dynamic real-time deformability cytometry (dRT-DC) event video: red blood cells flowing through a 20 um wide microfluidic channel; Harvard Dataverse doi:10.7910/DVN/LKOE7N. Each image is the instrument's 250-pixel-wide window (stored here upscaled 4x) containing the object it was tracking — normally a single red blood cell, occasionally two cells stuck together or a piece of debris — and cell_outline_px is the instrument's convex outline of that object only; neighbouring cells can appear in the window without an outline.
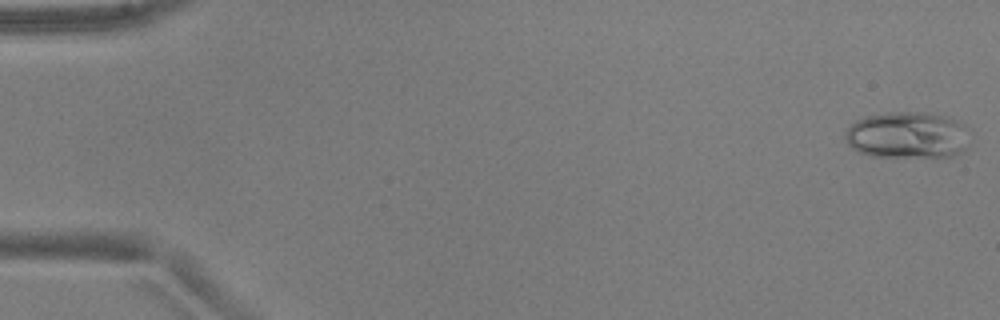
{"species": "common noctule bat (a hibernating species)", "species_latin": "Nyctalus noctula", "temperature_condition": "warm", "stored_images_in_passage": 51, "camera_frame_rate_fps": 3000, "um_per_image_px": 0.085, "animal": {"sex": "male", "body_mass_g": 17.9, "forearm_length_mm": 54.2}, "frame": {"image": 1, "passage_image": 1, "time_ms": 0.0, "image_size_px": [1000, 320], "cell_outline_px": [[968, 144], [960, 152], [952, 156], [872, 156], [860, 152], [852, 148], [848, 144], [844, 136], [844, 132], [856, 120], [864, 116], [888, 112], [924, 112], [948, 116], [964, 124], [968, 128]], "centroid_in_image_um": [77.13, 11.46], "position_along_channel_um": 7.9, "area_um2": 33.99}}
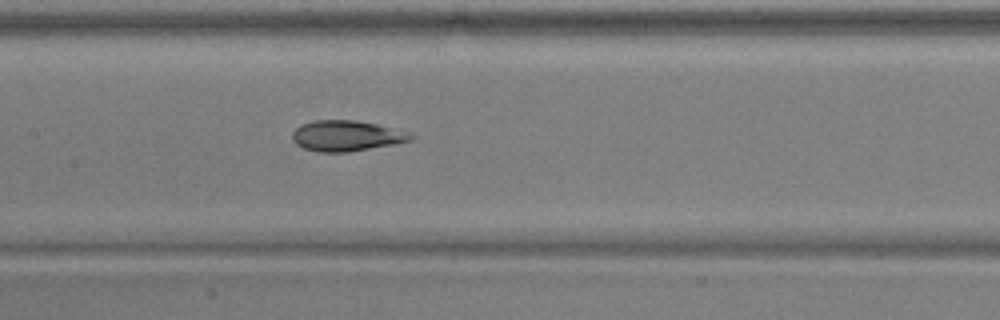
{"frame": {"image": 2, "passage_image": 25, "time_ms": 8.0, "image_size_px": [1000, 320], "cell_outline_px": [[416, 136], [412, 140], [392, 144], [348, 152], [320, 152], [304, 148], [296, 144], [292, 140], [292, 132], [300, 124], [312, 120], [356, 120], [376, 124], [412, 132]], "centroid_in_image_um": [29.45, 11.53], "position_along_channel_um": 177.9, "area_um2": 21.27}}
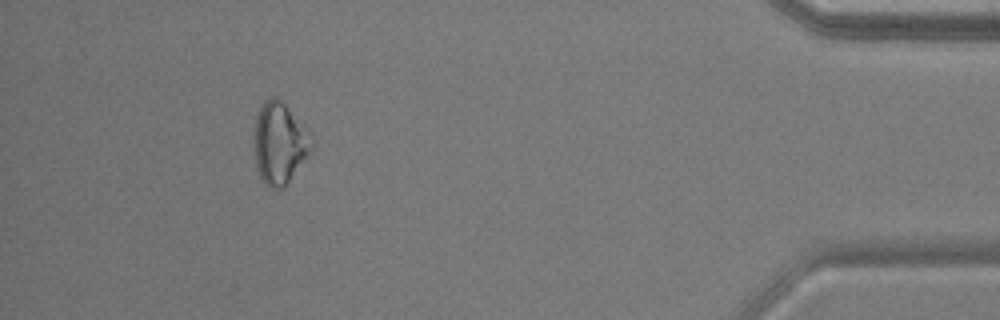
{"frame": {"image": 3, "passage_image": 47, "time_ms": 15.333, "image_size_px": [1000, 320], "cell_outline_px": [[312, 152], [284, 188], [272, 188], [260, 176], [256, 168], [256, 116], [264, 100], [272, 96], [276, 96], [312, 132]], "centroid_in_image_um": [23.82, 12.16], "position_along_channel_um": 411.4, "area_um2": 27.11}, "authors_computed_cell_mechanics": {"area_um2": 24.7962, "velocity_mm_per_s": 3.9218, "shape_relaxation_time_tau1_ms": 6.2211, "shape_relaxation_time_tau2_ms": 1.3726, "deformation_change_tau1": 0.1665, "deformation_change_tau2": 0.0784}}